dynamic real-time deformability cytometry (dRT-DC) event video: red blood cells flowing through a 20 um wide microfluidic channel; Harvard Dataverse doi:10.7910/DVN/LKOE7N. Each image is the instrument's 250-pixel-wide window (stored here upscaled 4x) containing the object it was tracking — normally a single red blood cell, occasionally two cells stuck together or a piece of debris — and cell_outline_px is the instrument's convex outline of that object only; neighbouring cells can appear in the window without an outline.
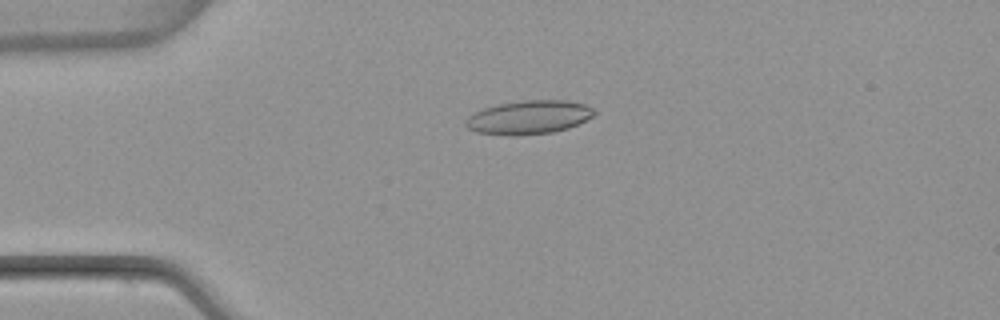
{"species": "common noctule bat (a hibernating species)", "species_latin": "Nyctalus noctula", "temperature_condition": "warm", "stored_images_in_passage": 7, "camera_frame_rate_fps": 3000, "um_per_image_px": 0.085, "animal": {"sex": "female", "body_mass_g": 22.7, "forearm_length_mm": 54.2}, "frame": {"image": 1, "passage_image": 3, "time_ms": 2.333, "image_size_px": [1000, 320], "cell_outline_px": [[596, 112], [592, 116], [568, 128], [552, 132], [516, 136], [512, 136], [476, 132], [468, 128], [464, 124], [464, 120], [468, 116], [484, 108], [496, 104], [524, 100], [564, 100], [584, 104], [592, 108]], "centroid_in_image_um": [44.9, 9.97], "position_along_channel_um": 40.1, "area_um2": 25.14}}
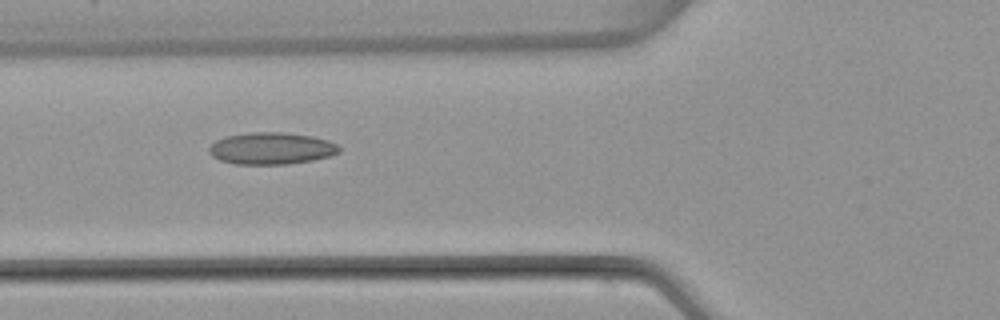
{"frame": {"image": 2, "passage_image": 5, "time_ms": 4.667, "image_size_px": [1000, 320], "cell_outline_px": [[340, 152], [332, 156], [312, 160], [288, 164], [236, 164], [220, 160], [212, 156], [208, 152], [208, 148], [216, 140], [228, 136], [252, 132], [284, 132], [312, 136], [328, 140], [336, 144], [340, 148]], "centroid_in_image_um": [23.08, 12.61], "position_along_channel_um": 102.7, "area_um2": 24.22}}
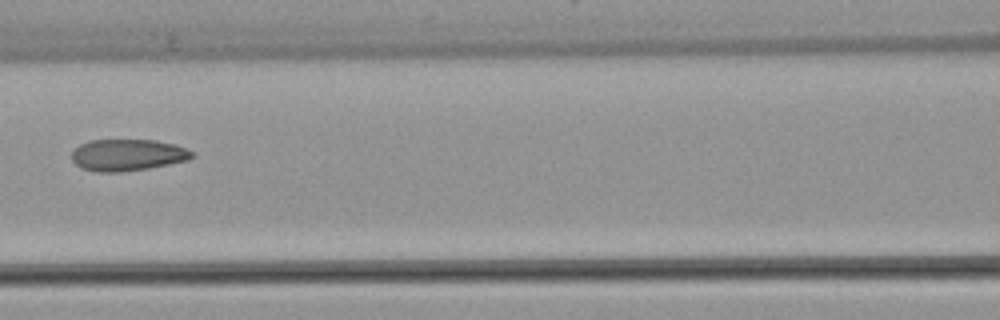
{"frame": {"image": 3, "passage_image": 6, "time_ms": 6.0, "image_size_px": [1000, 320], "cell_outline_px": [[196, 156], [188, 160], [148, 168], [120, 172], [96, 172], [80, 168], [72, 160], [72, 152], [80, 144], [92, 140], [156, 140], [172, 144], [196, 152]], "centroid_in_image_um": [10.85, 13.18], "position_along_channel_um": 155.7, "area_um2": 22.2}}